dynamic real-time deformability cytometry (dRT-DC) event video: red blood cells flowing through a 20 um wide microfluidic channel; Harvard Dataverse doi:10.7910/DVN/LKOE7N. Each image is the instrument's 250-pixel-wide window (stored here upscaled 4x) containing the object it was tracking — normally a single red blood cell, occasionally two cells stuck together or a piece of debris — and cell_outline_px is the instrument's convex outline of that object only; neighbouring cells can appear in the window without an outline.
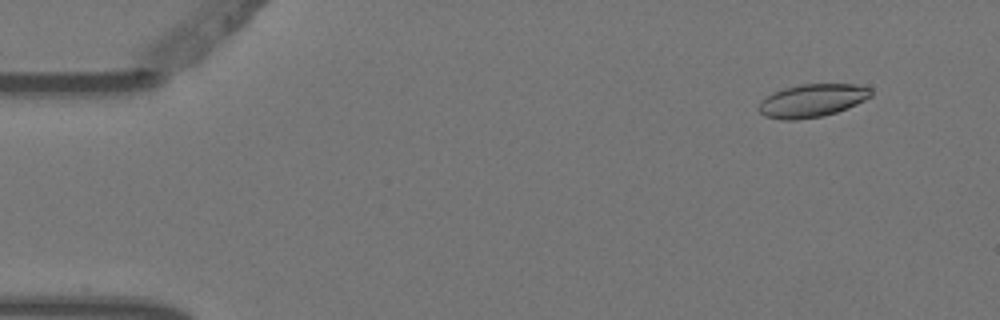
{"species": "Egyptian fruit bat (a non-hibernating species)", "species_latin": "Rousettus aegyptiacus", "temperature_condition": "warm", "stored_images_in_passage": 6, "camera_frame_rate_fps": 3000, "um_per_image_px": 0.085, "animal": {"sex": "female"}, "frame": {"image": 1, "passage_image": 1, "time_ms": 0.0, "image_size_px": [1000, 320], "cell_outline_px": [[872, 96], [848, 108], [836, 112], [820, 116], [796, 120], [780, 120], [764, 116], [756, 108], [760, 100], [764, 96], [772, 92], [784, 88], [800, 84], [856, 84], [872, 88]], "centroid_in_image_um": [68.98, 8.54], "position_along_channel_um": 16.0, "area_um2": 21.91}}
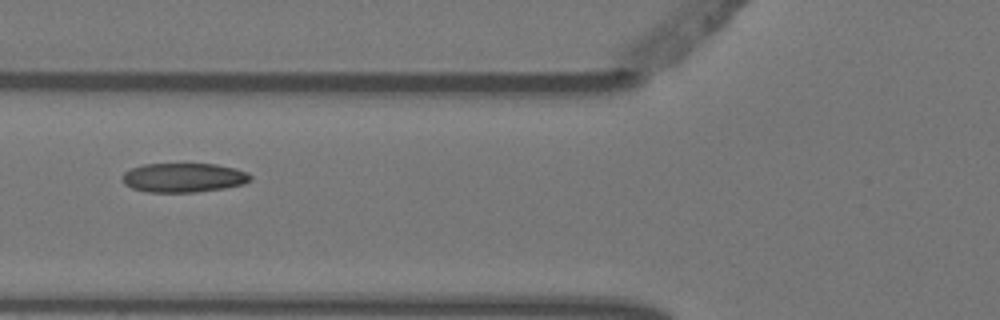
{"frame": {"image": 2, "passage_image": 5, "time_ms": 1.333, "image_size_px": [1000, 320], "cell_outline_px": [[252, 180], [244, 184], [224, 188], [196, 192], [148, 192], [132, 188], [124, 184], [120, 176], [124, 172], [132, 168], [144, 164], [216, 164], [236, 168], [248, 172], [252, 176]], "centroid_in_image_um": [15.62, 15.1], "position_along_channel_um": 110.2, "area_um2": 22.02}}
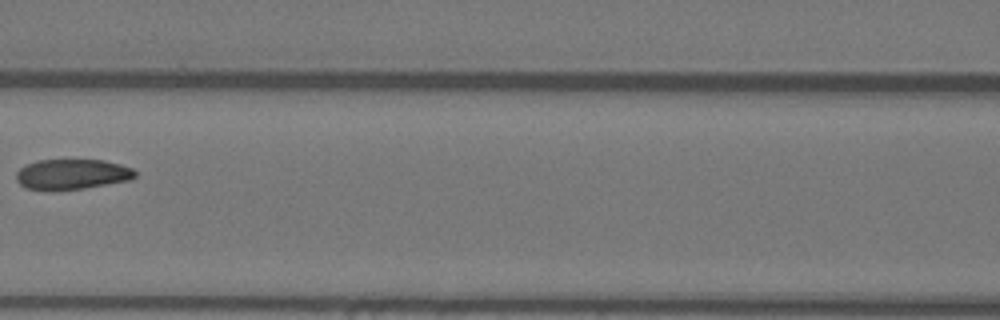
{"frame": {"image": 3, "passage_image": 6, "time_ms": 1.667, "image_size_px": [1000, 320], "cell_outline_px": [[136, 176], [128, 180], [84, 188], [28, 188], [20, 184], [16, 180], [16, 172], [20, 168], [36, 160], [104, 160], [120, 164], [132, 168], [136, 172]], "centroid_in_image_um": [6.14, 14.77], "position_along_channel_um": 160.5, "area_um2": 20.35}}